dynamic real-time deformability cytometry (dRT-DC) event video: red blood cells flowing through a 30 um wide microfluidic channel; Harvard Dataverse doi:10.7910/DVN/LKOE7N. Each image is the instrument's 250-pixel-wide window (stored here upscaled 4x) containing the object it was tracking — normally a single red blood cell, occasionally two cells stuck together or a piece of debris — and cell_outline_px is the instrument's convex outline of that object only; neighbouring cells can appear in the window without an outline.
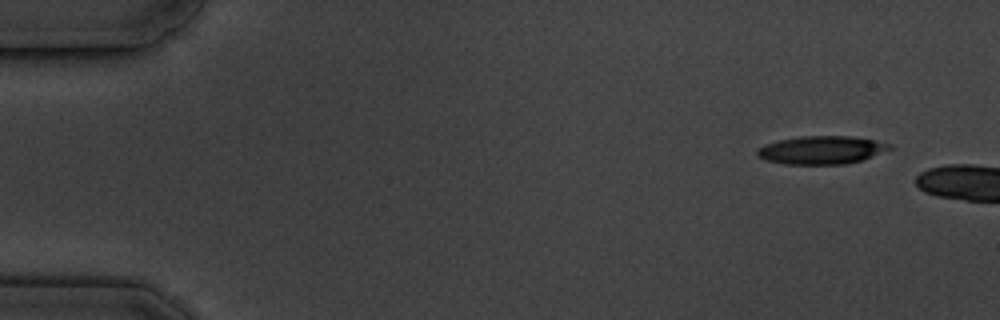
{"species": "common noctule bat (a hibernating species)", "species_latin": "Nyctalus noctula", "temperature_condition": "cold", "stored_images_in_passage": 2, "camera_frame_rate_fps": 3000, "um_per_image_px": 0.085, "animal": {"sex": "male", "body_mass_g": 19.5, "forearm_length_mm": 54.6}, "frame": {"image": 1, "passage_image": 1, "time_ms": 0.0, "image_size_px": [1000, 320], "cell_outline_px": [[896, 148], [860, 160], [844, 164], [784, 164], [768, 160], [756, 156], [756, 148], [764, 144], [780, 140], [800, 136], [852, 136], [892, 144]], "centroid_in_image_um": [69.83, 12.74], "position_along_channel_um": 15.2, "area_um2": 21.73}}